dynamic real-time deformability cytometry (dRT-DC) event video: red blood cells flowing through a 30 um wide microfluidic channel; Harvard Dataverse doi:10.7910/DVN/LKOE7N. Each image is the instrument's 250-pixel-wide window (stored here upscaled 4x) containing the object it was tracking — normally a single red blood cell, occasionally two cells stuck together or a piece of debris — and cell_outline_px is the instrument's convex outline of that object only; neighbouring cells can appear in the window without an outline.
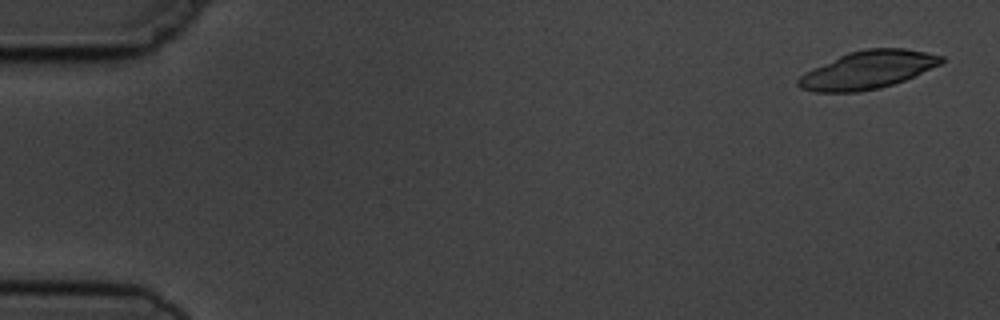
{"species": "common noctule bat (a hibernating species)", "species_latin": "Nyctalus noctula", "temperature_condition": "cold", "stored_images_in_passage": 5, "camera_frame_rate_fps": 3000, "um_per_image_px": 0.085, "animal": {"sex": "male", "body_mass_g": 19.5, "forearm_length_mm": 54.6}, "frame": {"image": 1, "passage_image": 1, "time_ms": 0.0, "image_size_px": [1000, 320], "cell_outline_px": [[944, 60], [940, 64], [904, 80], [880, 88], [860, 92], [812, 92], [800, 88], [796, 84], [796, 80], [804, 72], [812, 68], [848, 52], [868, 48], [904, 48], [944, 56]], "centroid_in_image_um": [73.7, 5.95], "position_along_channel_um": 11.3, "area_um2": 31.5}}